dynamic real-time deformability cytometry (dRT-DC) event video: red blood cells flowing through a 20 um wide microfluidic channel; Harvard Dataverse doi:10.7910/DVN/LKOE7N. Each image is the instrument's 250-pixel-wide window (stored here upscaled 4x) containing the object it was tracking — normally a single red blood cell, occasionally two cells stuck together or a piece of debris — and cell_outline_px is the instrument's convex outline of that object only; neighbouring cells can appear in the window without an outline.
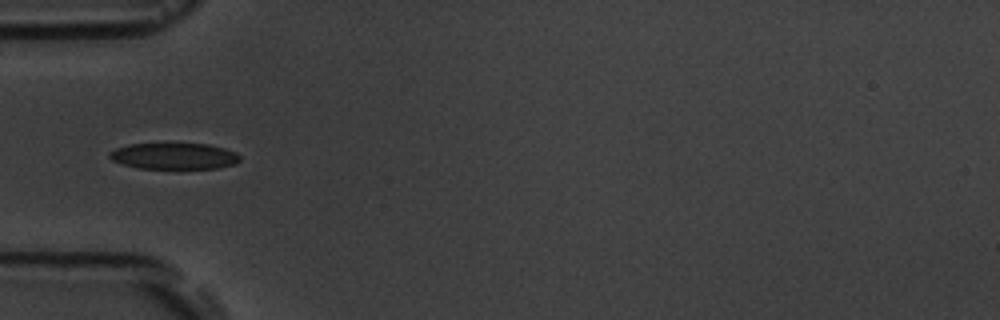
{"species": "common noctule bat (a hibernating species)", "species_latin": "Nyctalus noctula", "temperature_condition": "room temperature", "stored_images_in_passage": 6, "camera_frame_rate_fps": 3000, "um_per_image_px": 0.085, "animal": {"sex": "male", "body_mass_g": 19.5, "forearm_length_mm": 54.6}, "frame": {"image": 1, "passage_image": 5, "time_ms": 4.667, "image_size_px": [1000, 320], "cell_outline_px": [[240, 160], [236, 164], [220, 168], [136, 168], [112, 160], [108, 156], [108, 152], [116, 148], [128, 144], [164, 140], [208, 144], [224, 148], [236, 152], [240, 156]], "centroid_in_image_um": [14.77, 13.2], "position_along_channel_um": 70.2, "area_um2": 21.1}}
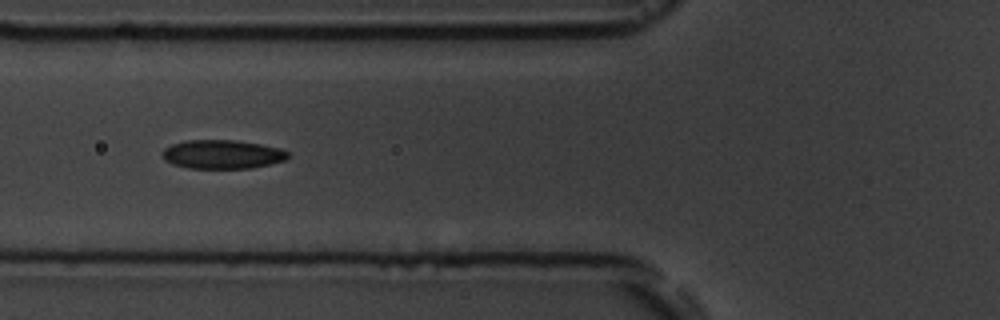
{"frame": {"image": 2, "passage_image": 6, "time_ms": 5.667, "image_size_px": [1000, 320], "cell_outline_px": [[288, 156], [284, 160], [272, 164], [252, 168], [188, 168], [172, 164], [164, 160], [160, 156], [160, 152], [164, 148], [172, 144], [184, 140], [232, 140], [260, 144], [280, 148], [288, 152]], "centroid_in_image_um": [18.84, 13.12], "position_along_channel_um": 107.0, "area_um2": 21.27}}